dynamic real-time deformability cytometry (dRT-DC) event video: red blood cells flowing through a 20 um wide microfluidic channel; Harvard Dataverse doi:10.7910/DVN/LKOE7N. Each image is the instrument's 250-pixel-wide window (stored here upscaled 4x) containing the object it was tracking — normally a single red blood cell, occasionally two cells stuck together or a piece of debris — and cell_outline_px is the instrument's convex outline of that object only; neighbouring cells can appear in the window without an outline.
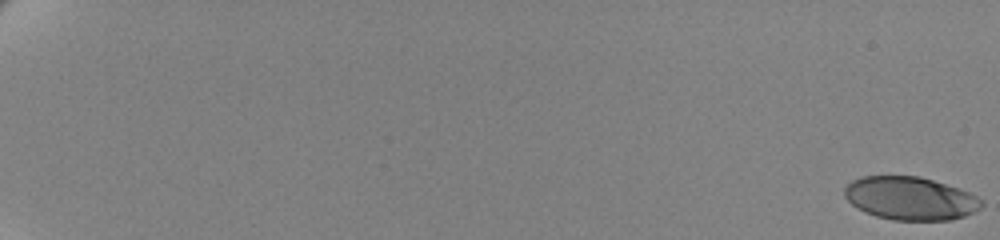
{"species": "human", "species_latin": "Homo sapiens", "temperature_condition": "cold", "stored_images_in_passage": 62, "camera_frame_rate_fps": 3000, "um_per_image_px": 0.085, "donor": {"sex": "female"}, "frame": {"image": 1, "passage_image": 1, "time_ms": 0.0, "image_size_px": [1000, 240], "cell_outline_px": [[984, 204], [980, 208], [964, 216], [952, 220], [892, 220], [876, 216], [864, 212], [852, 204], [844, 196], [844, 188], [852, 180], [860, 176], [920, 176], [968, 192], [984, 200]], "centroid_in_image_um": [77.35, 16.86], "position_along_channel_um": 7.6, "area_um2": 34.39}}
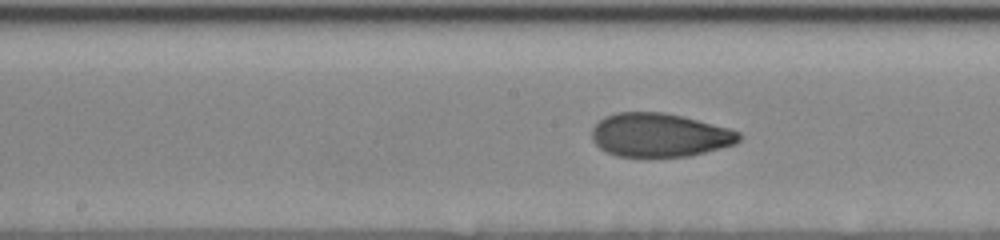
{"frame": {"image": 2, "passage_image": 37, "time_ms": 12.0, "image_size_px": [1000, 240], "cell_outline_px": [[740, 140], [736, 144], [688, 156], [644, 160], [616, 156], [600, 148], [592, 140], [592, 128], [604, 116], [616, 112], [664, 112], [728, 128], [740, 132]], "centroid_in_image_um": [56.01, 11.52], "position_along_channel_um": 192.2, "area_um2": 38.15}}
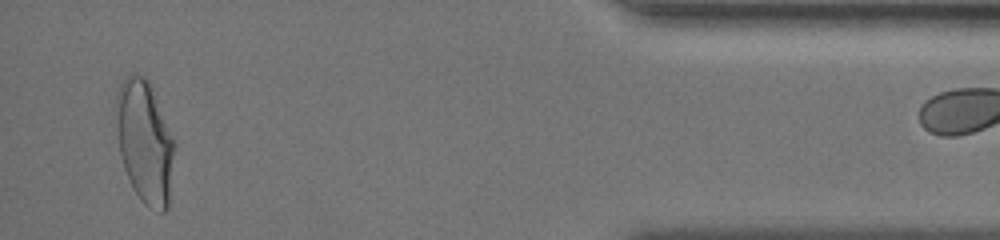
{"frame": {"image": 3, "passage_image": 61, "time_ms": 20.0, "image_size_px": [1000, 240], "cell_outline_px": [[176, 144], [168, 208], [164, 212], [160, 212], [144, 204], [136, 192], [124, 168], [120, 156], [116, 128], [116, 92], [120, 84], [132, 72], [136, 72], [144, 76], [152, 84], [176, 140]], "centroid_in_image_um": [12.34, 11.99], "position_along_channel_um": 422.9, "area_um2": 42.54}}